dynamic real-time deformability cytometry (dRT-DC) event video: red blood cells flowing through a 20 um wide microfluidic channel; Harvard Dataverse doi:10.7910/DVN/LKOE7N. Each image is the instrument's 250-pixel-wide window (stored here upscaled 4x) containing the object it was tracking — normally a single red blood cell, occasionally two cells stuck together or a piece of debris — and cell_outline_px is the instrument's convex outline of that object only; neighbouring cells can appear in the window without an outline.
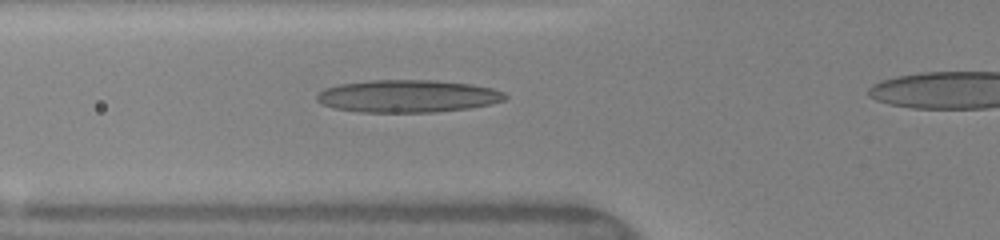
{"species": "human", "species_latin": "Homo sapiens", "temperature_condition": "warm", "stored_images_in_passage": 31, "camera_frame_rate_fps": 3000, "um_per_image_px": 0.085, "donor": {"sex": "female"}, "frame": {"image": 1, "passage_image": 6, "time_ms": 1.667, "image_size_px": [1000, 240], "cell_outline_px": [[508, 96], [504, 100], [488, 104], [468, 108], [436, 112], [360, 112], [332, 108], [316, 100], [316, 96], [324, 88], [340, 84], [368, 80], [436, 80], [472, 84], [492, 88], [504, 92]], "centroid_in_image_um": [34.64, 8.17], "position_along_channel_um": 91.2, "area_um2": 35.72}}
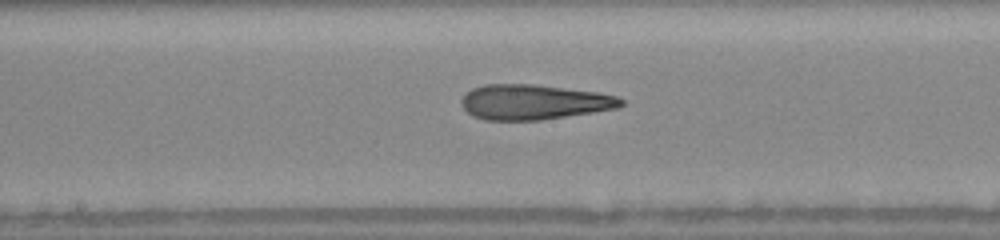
{"frame": {"image": 2, "passage_image": 14, "time_ms": 4.333, "image_size_px": [1000, 240], "cell_outline_px": [[624, 104], [620, 108], [540, 120], [484, 120], [472, 116], [460, 104], [460, 100], [472, 88], [484, 84], [532, 84], [600, 92], [616, 96], [624, 100]], "centroid_in_image_um": [45.39, 8.67], "position_along_channel_um": 202.8, "area_um2": 32.77}}
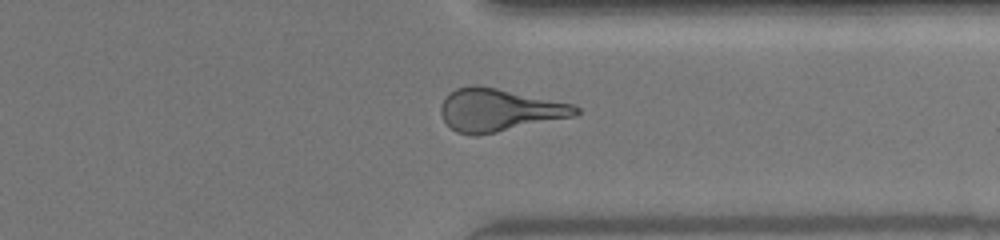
{"frame": {"image": 3, "passage_image": 26, "time_ms": 8.333, "image_size_px": [1000, 240], "cell_outline_px": [[580, 112], [576, 116], [476, 136], [456, 132], [444, 120], [440, 112], [440, 104], [448, 92], [456, 88], [472, 84], [476, 84], [496, 88], [572, 104], [580, 108]], "centroid_in_image_um": [42.39, 9.34], "position_along_channel_um": 369.0, "area_um2": 33.47}}